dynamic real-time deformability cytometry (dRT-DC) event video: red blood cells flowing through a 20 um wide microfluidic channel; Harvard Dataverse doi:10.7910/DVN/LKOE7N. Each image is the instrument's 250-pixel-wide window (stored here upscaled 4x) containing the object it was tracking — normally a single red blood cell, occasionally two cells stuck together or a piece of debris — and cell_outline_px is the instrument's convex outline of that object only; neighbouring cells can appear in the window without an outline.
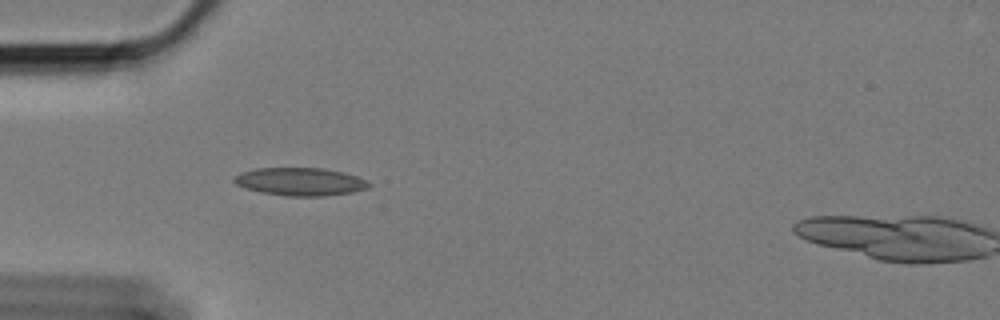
{"species": "Egyptian fruit bat (a non-hibernating species)", "species_latin": "Rousettus aegyptiacus", "temperature_condition": "cold", "stored_images_in_passage": 51, "segment_of_instrument_passage": [1, 2], "camera_frame_rate_fps": 3000, "um_per_image_px": 0.085, "animal": {"sex": "female"}, "frame": {"image": 1, "passage_image": 9, "time_ms": 2.667, "image_size_px": [1000, 320], "cell_outline_px": [[372, 184], [368, 188], [352, 192], [324, 196], [288, 196], [260, 192], [236, 184], [232, 180], [240, 172], [256, 168], [324, 168], [344, 172], [368, 180]], "centroid_in_image_um": [25.55, 15.43], "position_along_channel_um": 59.4, "area_um2": 21.96}}
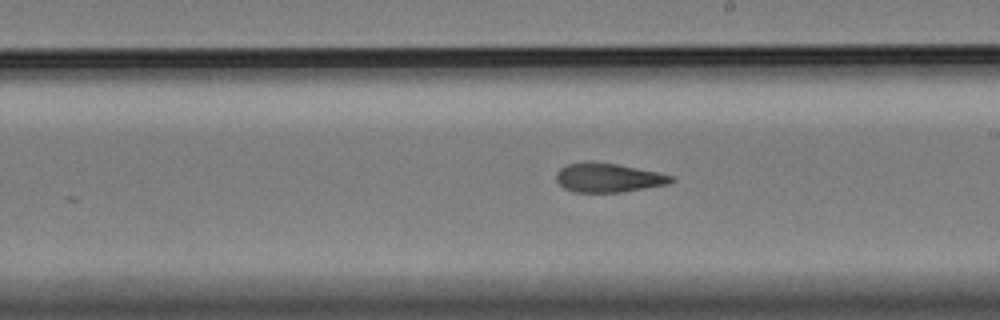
{"frame": {"image": 2, "passage_image": 25, "time_ms": 8.0, "image_size_px": [1000, 320], "cell_outline_px": [[676, 180], [668, 184], [624, 192], [576, 192], [564, 188], [556, 180], [556, 172], [560, 168], [568, 164], [588, 160], [592, 160], [616, 164], [656, 172], [672, 176]], "centroid_in_image_um": [51.67, 15.09], "position_along_channel_um": 237.3, "area_um2": 19.54}}
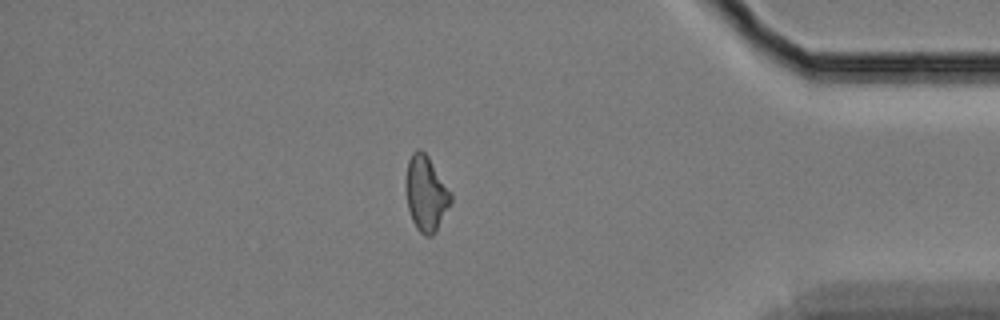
{"frame": {"image": 3, "passage_image": 42, "time_ms": 13.667, "image_size_px": [1000, 320], "cell_outline_px": [[452, 204], [436, 232], [432, 236], [424, 236], [416, 228], [412, 220], [408, 208], [408, 160], [412, 152], [420, 148], [428, 156], [452, 192]], "centroid_in_image_um": [36.28, 16.49], "position_along_channel_um": 398.9, "area_um2": 19.54}}